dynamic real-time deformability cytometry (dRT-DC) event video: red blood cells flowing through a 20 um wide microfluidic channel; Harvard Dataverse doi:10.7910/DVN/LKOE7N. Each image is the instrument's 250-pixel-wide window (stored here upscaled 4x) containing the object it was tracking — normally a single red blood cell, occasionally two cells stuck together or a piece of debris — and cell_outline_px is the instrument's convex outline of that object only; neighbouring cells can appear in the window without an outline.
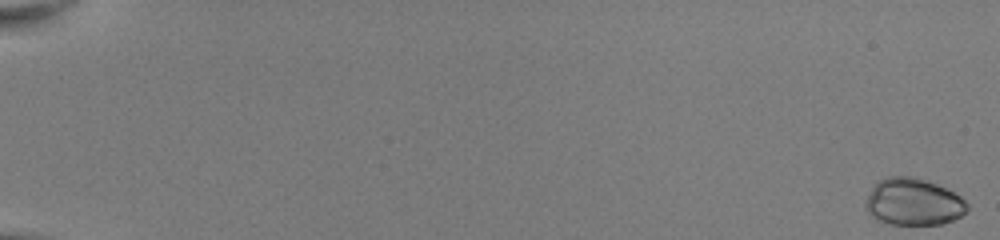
{"species": "common noctule bat (a hibernating species)", "species_latin": "Nyctalus noctula", "temperature_condition": "room temperature", "stored_images_in_passage": 23, "camera_frame_rate_fps": 3000, "um_per_image_px": 0.085, "animal": {"sex": "female", "body_mass_g": 22.0, "forearm_length_mm": 56.7}, "frame": {"image": 1, "passage_image": 1, "time_ms": 0.0, "image_size_px": [1000, 240], "cell_outline_px": [[968, 208], [960, 216], [952, 220], [940, 224], [892, 224], [880, 220], [872, 216], [864, 208], [864, 204], [872, 188], [880, 180], [888, 176], [916, 176], [936, 184], [960, 196], [968, 204]], "centroid_in_image_um": [77.62, 17.15], "position_along_channel_um": 7.4, "area_um2": 27.51}}
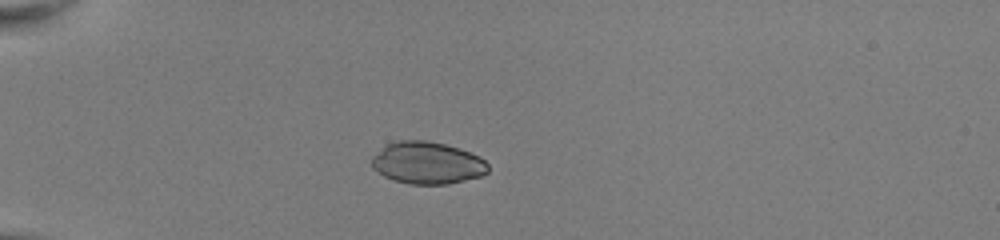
{"frame": {"image": 2, "passage_image": 17, "time_ms": 5.333, "image_size_px": [1000, 240], "cell_outline_px": [[488, 172], [480, 176], [448, 184], [412, 184], [396, 180], [384, 176], [376, 172], [372, 168], [372, 156], [384, 144], [400, 140], [424, 140], [444, 144], [460, 148], [480, 156], [488, 164]], "centroid_in_image_um": [36.3, 13.83], "position_along_channel_um": 48.7, "area_um2": 28.67}}